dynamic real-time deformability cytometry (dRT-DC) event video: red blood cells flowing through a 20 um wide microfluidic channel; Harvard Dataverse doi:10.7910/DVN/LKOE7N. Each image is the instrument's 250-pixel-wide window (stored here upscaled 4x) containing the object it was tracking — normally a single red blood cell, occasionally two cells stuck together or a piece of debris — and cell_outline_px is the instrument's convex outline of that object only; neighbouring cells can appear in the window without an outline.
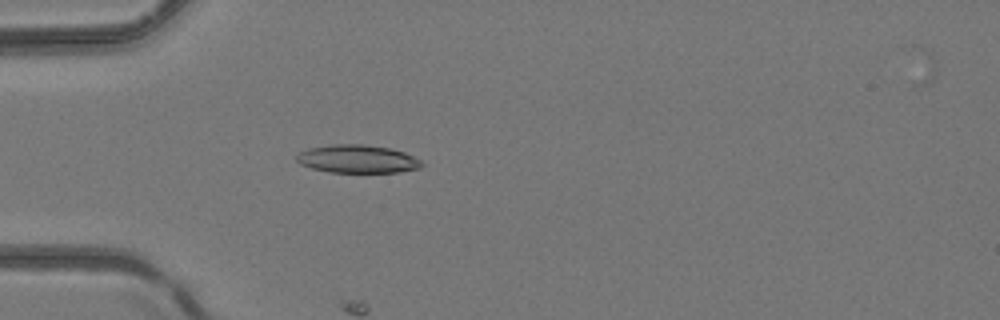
{"species": "common noctule bat (a hibernating species)", "species_latin": "Nyctalus noctula", "temperature_condition": "room temperature", "stored_images_in_passage": 6, "camera_frame_rate_fps": 3000, "um_per_image_px": 0.085, "animal": {"sex": "female", "body_mass_g": 24.6, "forearm_length_mm": 56.2}, "frame": {"image": 1, "passage_image": 1, "time_ms": 0.0, "image_size_px": [1000, 320], "cell_outline_px": [[424, 164], [420, 168], [400, 172], [328, 172], [312, 168], [300, 164], [296, 160], [296, 156], [300, 152], [308, 148], [332, 144], [364, 144], [388, 148], [404, 152], [420, 160]], "centroid_in_image_um": [30.37, 13.51], "position_along_channel_um": 54.6, "area_um2": 20.46}}